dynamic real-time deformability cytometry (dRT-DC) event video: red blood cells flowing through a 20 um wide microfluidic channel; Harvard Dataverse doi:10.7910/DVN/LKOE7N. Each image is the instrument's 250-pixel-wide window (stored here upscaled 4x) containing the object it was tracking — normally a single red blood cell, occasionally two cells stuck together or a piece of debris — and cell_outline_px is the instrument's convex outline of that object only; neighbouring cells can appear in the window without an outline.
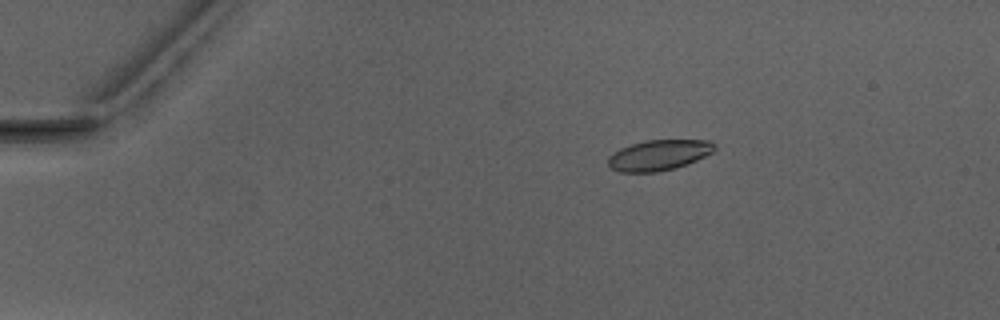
{"species": "Egyptian fruit bat (a non-hibernating species)", "species_latin": "Rousettus aegyptiacus", "temperature_condition": "warm", "stored_images_in_passage": 3, "camera_frame_rate_fps": 3000, "um_per_image_px": 0.085, "animal": {"sex": "male"}, "frame": {"image": 1, "passage_image": 1, "time_ms": 0.0, "image_size_px": [1000, 320], "cell_outline_px": [[716, 148], [712, 152], [696, 160], [676, 168], [656, 172], [620, 172], [612, 168], [608, 164], [608, 156], [612, 152], [620, 148], [644, 140], [712, 140], [716, 144]], "centroid_in_image_um": [56.0, 13.17], "position_along_channel_um": 29.0, "area_um2": 19.02}}